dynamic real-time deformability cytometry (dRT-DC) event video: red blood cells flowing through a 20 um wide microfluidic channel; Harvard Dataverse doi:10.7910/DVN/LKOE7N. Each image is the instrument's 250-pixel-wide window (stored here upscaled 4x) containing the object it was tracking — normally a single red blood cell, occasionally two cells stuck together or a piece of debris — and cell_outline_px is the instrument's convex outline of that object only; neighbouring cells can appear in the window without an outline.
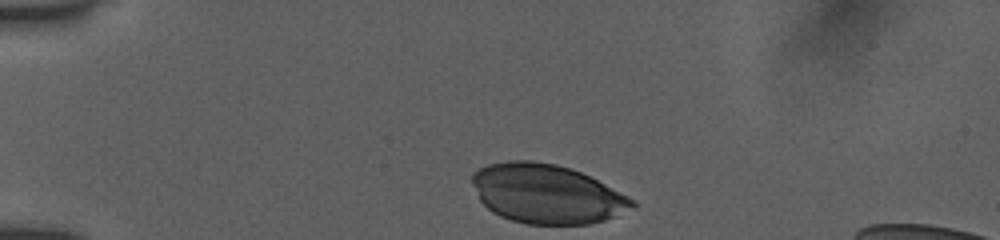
{"species": "human", "species_latin": "Homo sapiens", "temperature_condition": "room temperature", "stored_images_in_passage": 34, "camera_frame_rate_fps": 3000, "um_per_image_px": 0.085, "donor": {"sex": "female"}, "frame": {"image": 1, "passage_image": 1, "time_ms": 0.0, "image_size_px": [1000, 240], "cell_outline_px": [[636, 208], [604, 220], [588, 224], [528, 224], [512, 220], [500, 216], [492, 212], [480, 200], [472, 184], [472, 172], [488, 164], [508, 160], [532, 160], [556, 164], [572, 168], [628, 196], [636, 204]], "centroid_in_image_um": [46.45, 16.47], "position_along_channel_um": 38.5, "area_um2": 55.08}}
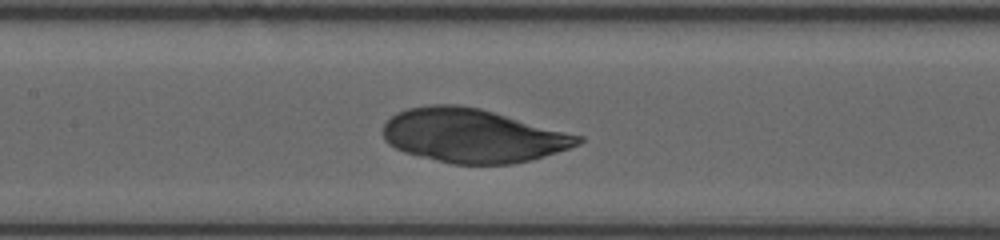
{"frame": {"image": 2, "passage_image": 15, "time_ms": 4.667, "image_size_px": [1000, 240], "cell_outline_px": [[584, 140], [580, 144], [532, 160], [512, 164], [452, 164], [404, 152], [388, 144], [384, 140], [380, 132], [384, 124], [396, 112], [408, 108], [428, 104], [460, 104], [480, 108], [584, 136]], "centroid_in_image_um": [40.16, 11.52], "position_along_channel_um": 167.2, "area_um2": 61.44}}
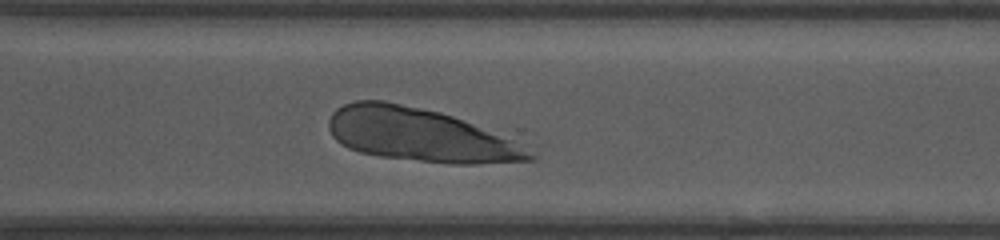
{"frame": {"image": 3, "passage_image": 28, "time_ms": 9.0, "image_size_px": [1000, 240], "cell_outline_px": [[536, 160], [476, 164], [452, 164], [380, 156], [360, 152], [348, 148], [336, 140], [332, 136], [328, 128], [328, 120], [332, 112], [336, 108], [344, 104], [356, 100], [384, 100], [440, 112], [452, 116], [532, 144], [536, 156]], "centroid_in_image_um": [35.82, 11.48], "position_along_channel_um": 334.8, "area_um2": 63.46}}